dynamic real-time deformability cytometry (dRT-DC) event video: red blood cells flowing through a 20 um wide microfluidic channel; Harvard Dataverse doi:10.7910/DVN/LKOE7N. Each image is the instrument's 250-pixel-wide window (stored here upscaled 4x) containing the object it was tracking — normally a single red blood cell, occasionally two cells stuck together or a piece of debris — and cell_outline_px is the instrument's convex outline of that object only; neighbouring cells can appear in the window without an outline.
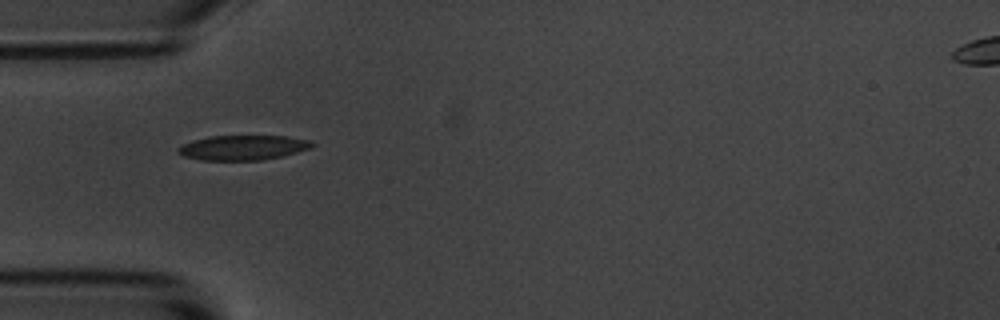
{"species": "common noctule bat (a hibernating species)", "species_latin": "Nyctalus noctula", "temperature_condition": "room temperature", "stored_images_in_passage": 3, "camera_frame_rate_fps": 3000, "um_per_image_px": 0.085, "animal": {"sex": "male", "body_mass_g": 20.1, "forearm_length_mm": 53.5}, "frame": {"image": 1, "passage_image": 1, "time_ms": 0.0, "image_size_px": [1000, 320], "cell_outline_px": [[316, 144], [312, 148], [284, 156], [260, 160], [200, 160], [184, 156], [176, 152], [176, 148], [192, 140], [212, 136], [288, 136], [312, 140]], "centroid_in_image_um": [20.7, 12.54], "position_along_channel_um": 64.3, "area_um2": 19.59}}
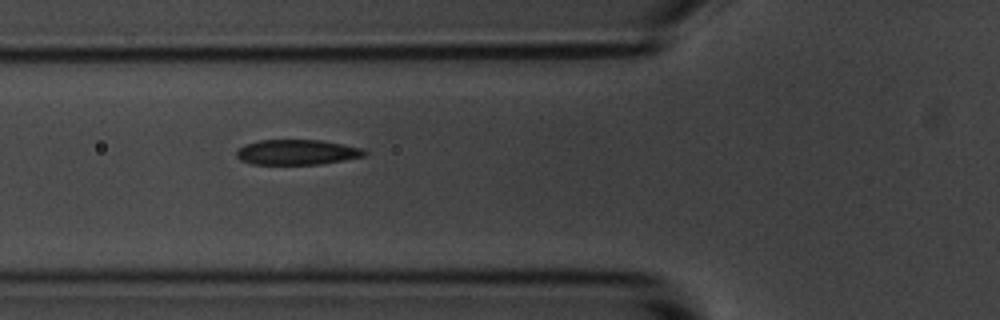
{"frame": {"image": 2, "passage_image": 2, "time_ms": 1.0, "image_size_px": [1000, 320], "cell_outline_px": [[368, 152], [364, 156], [344, 160], [320, 164], [252, 164], [240, 160], [236, 156], [236, 148], [244, 144], [260, 140], [320, 140], [364, 148]], "centroid_in_image_um": [25.22, 12.93], "position_along_channel_um": 100.6, "area_um2": 18.9}}
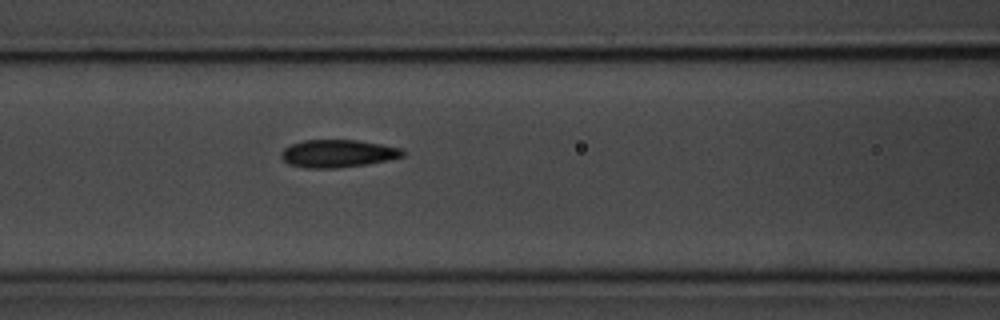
{"frame": {"image": 3, "passage_image": 3, "time_ms": 2.0, "image_size_px": [1000, 320], "cell_outline_px": [[404, 156], [388, 160], [368, 164], [336, 168], [304, 168], [288, 164], [280, 156], [280, 152], [284, 148], [292, 144], [304, 140], [356, 140], [380, 144], [400, 148], [404, 152]], "centroid_in_image_um": [28.68, 13.06], "position_along_channel_um": 137.9, "area_um2": 19.59}}